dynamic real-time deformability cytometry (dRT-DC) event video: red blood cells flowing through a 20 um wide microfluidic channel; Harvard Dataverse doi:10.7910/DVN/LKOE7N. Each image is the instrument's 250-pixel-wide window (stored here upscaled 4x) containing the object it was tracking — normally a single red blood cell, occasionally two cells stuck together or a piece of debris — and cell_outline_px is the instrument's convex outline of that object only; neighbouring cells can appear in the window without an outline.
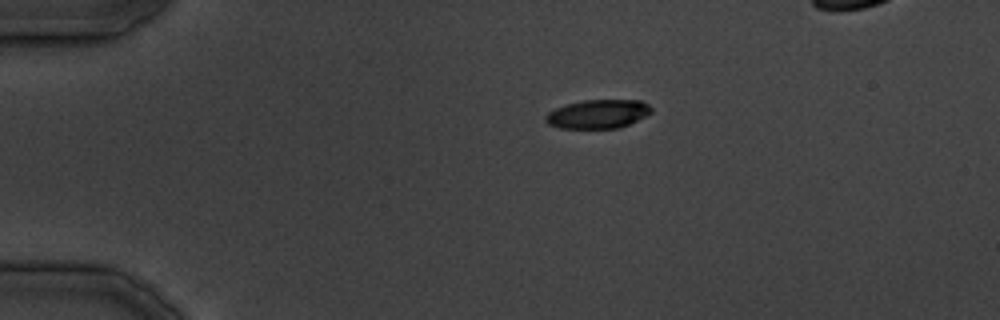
{"species": "common noctule bat (a hibernating species)", "species_latin": "Nyctalus noctula", "temperature_condition": "cold", "stored_images_in_passage": 20, "camera_frame_rate_fps": 3000, "um_per_image_px": 0.085, "animal": {"sex": "male", "body_mass_g": 19.5, "forearm_length_mm": 54.6}, "frame": {"image": 1, "passage_image": 1, "time_ms": 0.0, "image_size_px": [1000, 320], "cell_outline_px": [[652, 112], [620, 128], [560, 128], [548, 124], [544, 120], [544, 116], [548, 112], [556, 108], [568, 104], [584, 100], [640, 100], [648, 104], [652, 108]], "centroid_in_image_um": [50.81, 9.69], "position_along_channel_um": 34.2, "area_um2": 17.63}}
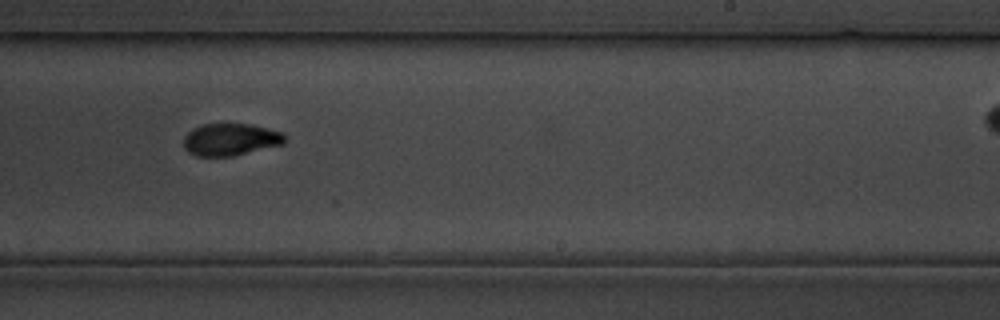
{"frame": {"image": 2, "passage_image": 17, "time_ms": 19.333, "image_size_px": [1000, 320], "cell_outline_px": [[284, 144], [232, 156], [196, 156], [188, 152], [184, 148], [184, 136], [192, 128], [204, 124], [252, 124], [284, 132]], "centroid_in_image_um": [19.58, 11.85], "position_along_channel_um": 269.4, "area_um2": 19.02}}